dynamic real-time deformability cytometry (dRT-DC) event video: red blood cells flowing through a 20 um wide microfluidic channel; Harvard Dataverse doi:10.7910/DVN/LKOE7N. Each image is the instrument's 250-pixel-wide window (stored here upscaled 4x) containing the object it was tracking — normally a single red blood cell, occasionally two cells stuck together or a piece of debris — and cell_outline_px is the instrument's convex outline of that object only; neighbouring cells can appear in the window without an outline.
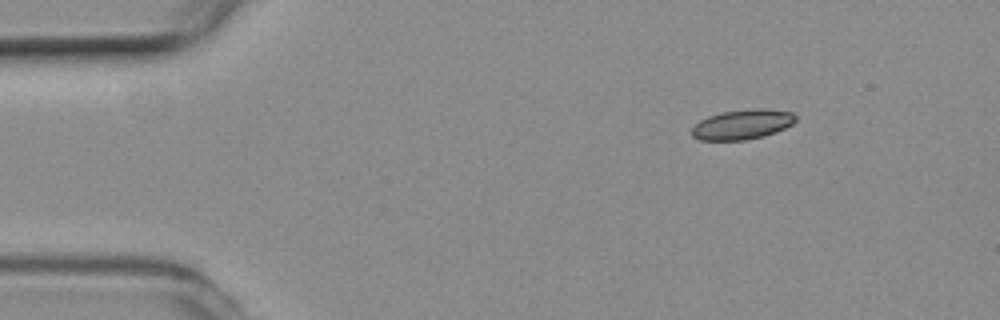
{"species": "common noctule bat (a hibernating species)", "species_latin": "Nyctalus noctula", "temperature_condition": "room temperature", "stored_images_in_passage": 3, "camera_frame_rate_fps": 3000, "um_per_image_px": 0.085, "animal": {"sex": "female", "body_mass_g": 19.3, "forearm_length_mm": 54.1}, "frame": {"image": 1, "passage_image": 1, "time_ms": 0.0, "image_size_px": [1000, 320], "cell_outline_px": [[796, 120], [792, 124], [776, 132], [764, 136], [748, 140], [700, 140], [692, 136], [692, 128], [700, 120], [708, 116], [724, 112], [756, 108], [764, 108], [792, 112], [796, 116]], "centroid_in_image_um": [63.12, 10.58], "position_along_channel_um": 21.9, "area_um2": 18.03}}